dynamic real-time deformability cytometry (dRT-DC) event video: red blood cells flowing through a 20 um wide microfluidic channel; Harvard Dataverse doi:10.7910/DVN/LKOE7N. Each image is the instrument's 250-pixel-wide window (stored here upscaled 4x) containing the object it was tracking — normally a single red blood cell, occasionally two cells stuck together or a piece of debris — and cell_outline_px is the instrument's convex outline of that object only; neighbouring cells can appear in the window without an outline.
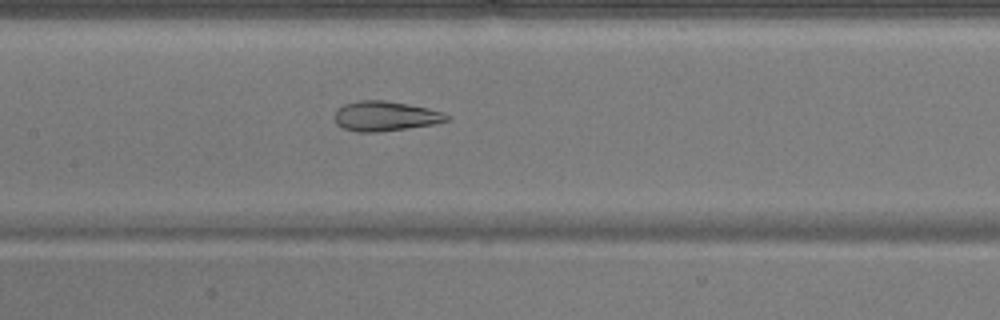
{"species": "common noctule bat (a hibernating species)", "species_latin": "Nyctalus noctula", "temperature_condition": "warm", "stored_images_in_passage": 42, "camera_frame_rate_fps": 3000, "um_per_image_px": 0.085, "animal": {"sex": "male", "body_mass_g": 17.9}, "frame": {"image": 1, "passage_image": 15, "time_ms": 4.667, "image_size_px": [1000, 320], "cell_outline_px": [[452, 116], [448, 120], [436, 124], [380, 132], [356, 132], [344, 128], [336, 124], [332, 116], [344, 104], [360, 100], [384, 100], [408, 104], [428, 108]], "centroid_in_image_um": [32.74, 9.88], "position_along_channel_um": 174.7, "area_um2": 19.59}}
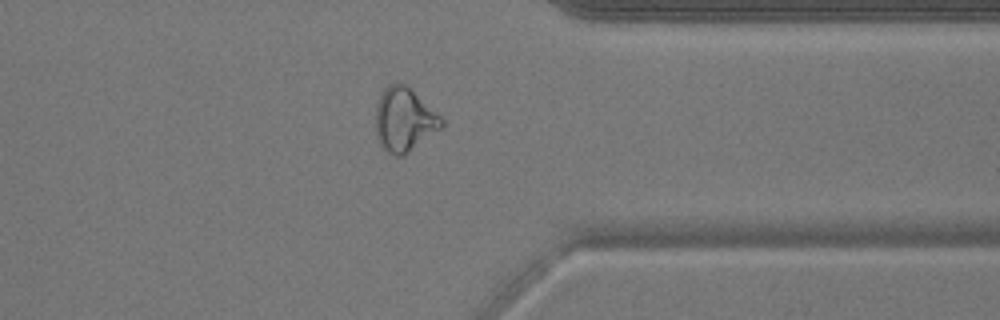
{"frame": {"image": 2, "passage_image": 31, "time_ms": 10.0, "image_size_px": [1000, 320], "cell_outline_px": [[444, 128], [404, 156], [396, 156], [388, 152], [380, 144], [376, 136], [376, 104], [384, 88], [388, 84], [396, 80], [400, 80], [440, 116], [444, 120]], "centroid_in_image_um": [34.36, 10.18], "position_along_channel_um": 377.0, "area_um2": 24.74}}
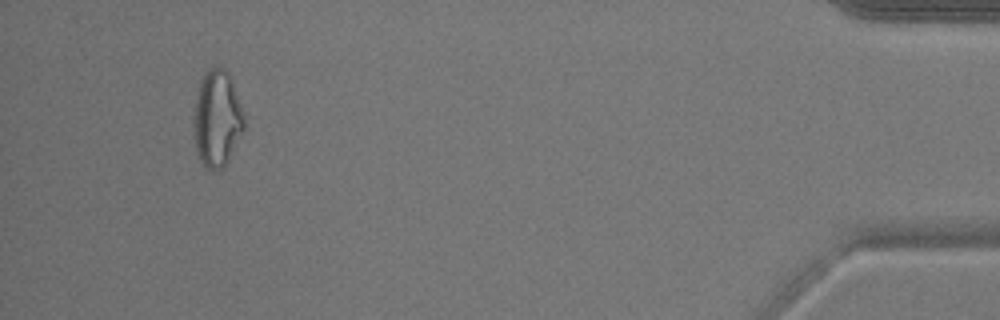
{"frame": {"image": 3, "passage_image": 39, "time_ms": 12.667, "image_size_px": [1000, 320], "cell_outline_px": [[244, 128], [228, 160], [220, 168], [208, 168], [200, 160], [196, 148], [192, 124], [196, 92], [200, 76], [208, 68], [216, 64], [220, 64], [228, 72], [232, 80], [244, 116]], "centroid_in_image_um": [18.41, 9.96], "position_along_channel_um": 416.8, "area_um2": 28.55}, "authors_computed_cell_mechanics": {"area_um2": 22.6576, "velocity_mm_per_s": 3.9176, "shape_relaxation_time_tau1_ms": null, "shape_relaxation_time_tau2_ms": 0.8777, "deformation_change_tau1": null, "deformation_change_tau2": 0.0471}}